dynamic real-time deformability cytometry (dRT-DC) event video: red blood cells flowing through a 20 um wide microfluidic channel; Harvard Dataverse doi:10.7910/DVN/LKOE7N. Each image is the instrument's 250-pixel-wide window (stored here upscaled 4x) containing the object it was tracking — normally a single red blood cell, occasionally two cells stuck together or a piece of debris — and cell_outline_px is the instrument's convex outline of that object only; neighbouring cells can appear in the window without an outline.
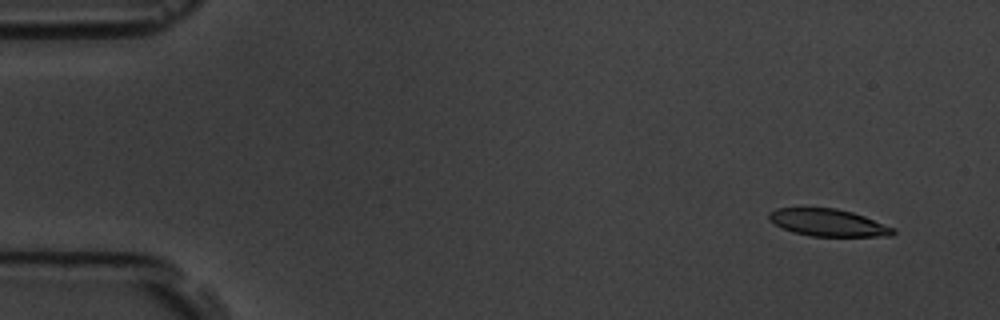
{"species": "common noctule bat (a hibernating species)", "species_latin": "Nyctalus noctula", "temperature_condition": "room temperature", "stored_images_in_passage": 6, "camera_frame_rate_fps": 3000, "um_per_image_px": 0.085, "animal": {"sex": "male", "body_mass_g": 19.5, "forearm_length_mm": 54.6}, "frame": {"image": 1, "passage_image": 1, "time_ms": 0.0, "image_size_px": [1000, 320], "cell_outline_px": [[896, 232], [892, 236], [812, 236], [792, 232], [776, 224], [768, 216], [768, 212], [776, 208], [836, 208], [852, 212], [864, 216], [896, 228]], "centroid_in_image_um": [70.44, 18.92], "position_along_channel_um": 14.6, "area_um2": 19.59}}
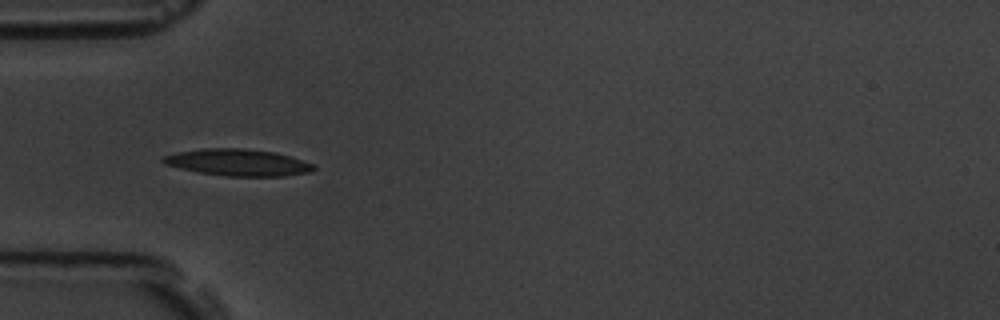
{"frame": {"image": 2, "passage_image": 5, "time_ms": 4.667, "image_size_px": [1000, 320], "cell_outline_px": [[316, 168], [312, 172], [284, 176], [228, 176], [200, 172], [180, 168], [164, 164], [160, 160], [164, 156], [176, 152], [200, 148], [244, 148], [276, 152], [312, 164]], "centroid_in_image_um": [20.2, 13.8], "position_along_channel_um": 64.8, "area_um2": 23.41}}
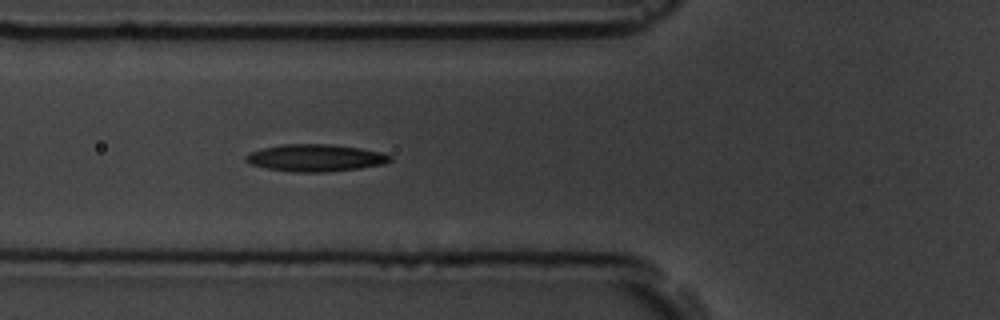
{"frame": {"image": 3, "passage_image": 6, "time_ms": 5.667, "image_size_px": [1000, 320], "cell_outline_px": [[392, 160], [384, 164], [360, 168], [328, 172], [296, 172], [268, 168], [252, 164], [244, 160], [244, 156], [248, 152], [264, 148], [284, 144], [328, 144], [360, 148], [380, 152], [392, 156]], "centroid_in_image_um": [26.82, 13.42], "position_along_channel_um": 99.0, "area_um2": 22.72}}